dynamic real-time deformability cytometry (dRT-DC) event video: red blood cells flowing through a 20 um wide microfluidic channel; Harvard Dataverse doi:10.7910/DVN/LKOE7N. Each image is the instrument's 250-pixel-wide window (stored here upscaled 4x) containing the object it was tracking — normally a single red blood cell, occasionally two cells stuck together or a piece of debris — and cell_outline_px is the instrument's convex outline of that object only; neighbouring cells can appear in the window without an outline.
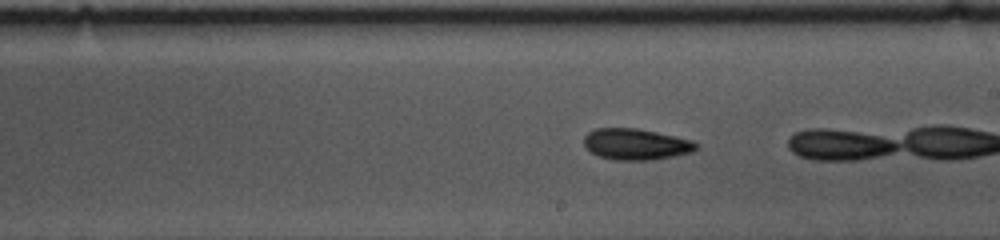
{"species": "common noctule bat (a hibernating species)", "species_latin": "Nyctalus noctula", "temperature_condition": "cold", "stored_images_in_passage": 27, "camera_frame_rate_fps": 3000, "um_per_image_px": 0.085, "animal": {"sex": "female", "body_mass_g": 10.0, "forearm_length_mm": 53.1}, "frame": {"image": 1, "passage_image": 26, "time_ms": 8.333, "image_size_px": [1000, 240], "cell_outline_px": [[700, 148], [692, 152], [672, 156], [648, 160], [612, 160], [596, 156], [584, 144], [584, 136], [588, 132], [596, 128], [636, 128], [676, 136], [692, 140], [700, 144]], "centroid_in_image_um": [54.07, 12.26], "position_along_channel_um": 234.9, "area_um2": 20.52}}